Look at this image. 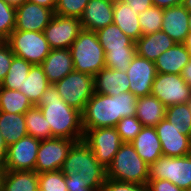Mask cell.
Segmentation results:
<instances>
[{
    "mask_svg": "<svg viewBox=\"0 0 191 191\" xmlns=\"http://www.w3.org/2000/svg\"><path fill=\"white\" fill-rule=\"evenodd\" d=\"M60 97L71 107L83 112L95 93L94 76L73 70L54 83Z\"/></svg>",
    "mask_w": 191,
    "mask_h": 191,
    "instance_id": "8992f818",
    "label": "cell"
},
{
    "mask_svg": "<svg viewBox=\"0 0 191 191\" xmlns=\"http://www.w3.org/2000/svg\"><path fill=\"white\" fill-rule=\"evenodd\" d=\"M14 53L6 41H0V85L11 66Z\"/></svg>",
    "mask_w": 191,
    "mask_h": 191,
    "instance_id": "60d3db41",
    "label": "cell"
},
{
    "mask_svg": "<svg viewBox=\"0 0 191 191\" xmlns=\"http://www.w3.org/2000/svg\"><path fill=\"white\" fill-rule=\"evenodd\" d=\"M123 143H131L140 133L143 125L136 116L122 118L115 126Z\"/></svg>",
    "mask_w": 191,
    "mask_h": 191,
    "instance_id": "8d00e7d4",
    "label": "cell"
},
{
    "mask_svg": "<svg viewBox=\"0 0 191 191\" xmlns=\"http://www.w3.org/2000/svg\"><path fill=\"white\" fill-rule=\"evenodd\" d=\"M135 44L138 56L155 62L162 53L173 47L176 42L165 32L159 30L152 34L142 35Z\"/></svg>",
    "mask_w": 191,
    "mask_h": 191,
    "instance_id": "44dd1931",
    "label": "cell"
},
{
    "mask_svg": "<svg viewBox=\"0 0 191 191\" xmlns=\"http://www.w3.org/2000/svg\"><path fill=\"white\" fill-rule=\"evenodd\" d=\"M16 8L0 0V41H5L15 29Z\"/></svg>",
    "mask_w": 191,
    "mask_h": 191,
    "instance_id": "74e56055",
    "label": "cell"
},
{
    "mask_svg": "<svg viewBox=\"0 0 191 191\" xmlns=\"http://www.w3.org/2000/svg\"><path fill=\"white\" fill-rule=\"evenodd\" d=\"M113 3H115V2H119V1H127V0H111Z\"/></svg>",
    "mask_w": 191,
    "mask_h": 191,
    "instance_id": "9f6ffc18",
    "label": "cell"
},
{
    "mask_svg": "<svg viewBox=\"0 0 191 191\" xmlns=\"http://www.w3.org/2000/svg\"><path fill=\"white\" fill-rule=\"evenodd\" d=\"M129 79V92L136 98L150 95L157 71L155 62L142 58L137 54L132 58L126 71Z\"/></svg>",
    "mask_w": 191,
    "mask_h": 191,
    "instance_id": "5bb4252c",
    "label": "cell"
},
{
    "mask_svg": "<svg viewBox=\"0 0 191 191\" xmlns=\"http://www.w3.org/2000/svg\"><path fill=\"white\" fill-rule=\"evenodd\" d=\"M65 182L68 191H93L88 187V182L85 181L80 174L65 175Z\"/></svg>",
    "mask_w": 191,
    "mask_h": 191,
    "instance_id": "b9f144b4",
    "label": "cell"
},
{
    "mask_svg": "<svg viewBox=\"0 0 191 191\" xmlns=\"http://www.w3.org/2000/svg\"><path fill=\"white\" fill-rule=\"evenodd\" d=\"M113 9L111 0H89L80 17L82 29L96 32L113 24Z\"/></svg>",
    "mask_w": 191,
    "mask_h": 191,
    "instance_id": "e0dca14e",
    "label": "cell"
},
{
    "mask_svg": "<svg viewBox=\"0 0 191 191\" xmlns=\"http://www.w3.org/2000/svg\"><path fill=\"white\" fill-rule=\"evenodd\" d=\"M137 154L148 165L154 163L162 154L161 142L159 141L155 127L143 126L140 133L131 142Z\"/></svg>",
    "mask_w": 191,
    "mask_h": 191,
    "instance_id": "7402d4cb",
    "label": "cell"
},
{
    "mask_svg": "<svg viewBox=\"0 0 191 191\" xmlns=\"http://www.w3.org/2000/svg\"><path fill=\"white\" fill-rule=\"evenodd\" d=\"M7 145L4 141L3 136L1 135L0 132V165H4L5 160H6V154H7Z\"/></svg>",
    "mask_w": 191,
    "mask_h": 191,
    "instance_id": "7dc6e473",
    "label": "cell"
},
{
    "mask_svg": "<svg viewBox=\"0 0 191 191\" xmlns=\"http://www.w3.org/2000/svg\"><path fill=\"white\" fill-rule=\"evenodd\" d=\"M187 104H188V106H189V108H190V110H191V98H190V100L187 102Z\"/></svg>",
    "mask_w": 191,
    "mask_h": 191,
    "instance_id": "11a10c76",
    "label": "cell"
},
{
    "mask_svg": "<svg viewBox=\"0 0 191 191\" xmlns=\"http://www.w3.org/2000/svg\"><path fill=\"white\" fill-rule=\"evenodd\" d=\"M74 70L95 76L105 68V52L97 33L82 29L70 46Z\"/></svg>",
    "mask_w": 191,
    "mask_h": 191,
    "instance_id": "277c9868",
    "label": "cell"
},
{
    "mask_svg": "<svg viewBox=\"0 0 191 191\" xmlns=\"http://www.w3.org/2000/svg\"><path fill=\"white\" fill-rule=\"evenodd\" d=\"M164 9L152 6L139 14L142 35L152 34L161 30Z\"/></svg>",
    "mask_w": 191,
    "mask_h": 191,
    "instance_id": "836d02e7",
    "label": "cell"
},
{
    "mask_svg": "<svg viewBox=\"0 0 191 191\" xmlns=\"http://www.w3.org/2000/svg\"><path fill=\"white\" fill-rule=\"evenodd\" d=\"M5 41L15 56L33 65H40L51 50L43 32L13 30Z\"/></svg>",
    "mask_w": 191,
    "mask_h": 191,
    "instance_id": "52a82bcc",
    "label": "cell"
},
{
    "mask_svg": "<svg viewBox=\"0 0 191 191\" xmlns=\"http://www.w3.org/2000/svg\"><path fill=\"white\" fill-rule=\"evenodd\" d=\"M126 2L131 6V9L138 11L139 14L153 6L152 0H127Z\"/></svg>",
    "mask_w": 191,
    "mask_h": 191,
    "instance_id": "ee69618b",
    "label": "cell"
},
{
    "mask_svg": "<svg viewBox=\"0 0 191 191\" xmlns=\"http://www.w3.org/2000/svg\"><path fill=\"white\" fill-rule=\"evenodd\" d=\"M183 44L189 50V52L191 53V32L187 35V37H186Z\"/></svg>",
    "mask_w": 191,
    "mask_h": 191,
    "instance_id": "816d5d0a",
    "label": "cell"
},
{
    "mask_svg": "<svg viewBox=\"0 0 191 191\" xmlns=\"http://www.w3.org/2000/svg\"><path fill=\"white\" fill-rule=\"evenodd\" d=\"M108 179L147 185L148 164L141 159L131 143H123L106 169Z\"/></svg>",
    "mask_w": 191,
    "mask_h": 191,
    "instance_id": "5b68a950",
    "label": "cell"
},
{
    "mask_svg": "<svg viewBox=\"0 0 191 191\" xmlns=\"http://www.w3.org/2000/svg\"><path fill=\"white\" fill-rule=\"evenodd\" d=\"M169 180L183 191L191 188V154L183 157L161 156L148 165V180Z\"/></svg>",
    "mask_w": 191,
    "mask_h": 191,
    "instance_id": "ba28073f",
    "label": "cell"
},
{
    "mask_svg": "<svg viewBox=\"0 0 191 191\" xmlns=\"http://www.w3.org/2000/svg\"><path fill=\"white\" fill-rule=\"evenodd\" d=\"M36 106L50 125L52 138L83 140L82 112L69 106L60 97L54 84L47 87Z\"/></svg>",
    "mask_w": 191,
    "mask_h": 191,
    "instance_id": "6da1fadb",
    "label": "cell"
},
{
    "mask_svg": "<svg viewBox=\"0 0 191 191\" xmlns=\"http://www.w3.org/2000/svg\"><path fill=\"white\" fill-rule=\"evenodd\" d=\"M89 0H56L55 14L80 19Z\"/></svg>",
    "mask_w": 191,
    "mask_h": 191,
    "instance_id": "f35d334b",
    "label": "cell"
},
{
    "mask_svg": "<svg viewBox=\"0 0 191 191\" xmlns=\"http://www.w3.org/2000/svg\"><path fill=\"white\" fill-rule=\"evenodd\" d=\"M104 51L125 50V47H136L135 41L125 35L115 24L108 25L96 31Z\"/></svg>",
    "mask_w": 191,
    "mask_h": 191,
    "instance_id": "83f0119b",
    "label": "cell"
},
{
    "mask_svg": "<svg viewBox=\"0 0 191 191\" xmlns=\"http://www.w3.org/2000/svg\"><path fill=\"white\" fill-rule=\"evenodd\" d=\"M33 106L30 99L19 90L0 86V112L24 114Z\"/></svg>",
    "mask_w": 191,
    "mask_h": 191,
    "instance_id": "f546056e",
    "label": "cell"
},
{
    "mask_svg": "<svg viewBox=\"0 0 191 191\" xmlns=\"http://www.w3.org/2000/svg\"><path fill=\"white\" fill-rule=\"evenodd\" d=\"M75 142L77 141L57 137L41 140L37 153L35 171L40 174L61 170L64 160Z\"/></svg>",
    "mask_w": 191,
    "mask_h": 191,
    "instance_id": "8fae6325",
    "label": "cell"
},
{
    "mask_svg": "<svg viewBox=\"0 0 191 191\" xmlns=\"http://www.w3.org/2000/svg\"><path fill=\"white\" fill-rule=\"evenodd\" d=\"M27 1L46 7L48 9H52V10H55V7H56V0H27Z\"/></svg>",
    "mask_w": 191,
    "mask_h": 191,
    "instance_id": "c3c4849f",
    "label": "cell"
},
{
    "mask_svg": "<svg viewBox=\"0 0 191 191\" xmlns=\"http://www.w3.org/2000/svg\"><path fill=\"white\" fill-rule=\"evenodd\" d=\"M146 186L147 191H183L169 180L151 179Z\"/></svg>",
    "mask_w": 191,
    "mask_h": 191,
    "instance_id": "7bdbcfd3",
    "label": "cell"
},
{
    "mask_svg": "<svg viewBox=\"0 0 191 191\" xmlns=\"http://www.w3.org/2000/svg\"><path fill=\"white\" fill-rule=\"evenodd\" d=\"M39 191H68L65 175L61 170L38 174Z\"/></svg>",
    "mask_w": 191,
    "mask_h": 191,
    "instance_id": "d590c367",
    "label": "cell"
},
{
    "mask_svg": "<svg viewBox=\"0 0 191 191\" xmlns=\"http://www.w3.org/2000/svg\"><path fill=\"white\" fill-rule=\"evenodd\" d=\"M24 117L28 135L39 140L52 138L50 125L47 124V120L39 107L29 108L24 113Z\"/></svg>",
    "mask_w": 191,
    "mask_h": 191,
    "instance_id": "4dcf8cb0",
    "label": "cell"
},
{
    "mask_svg": "<svg viewBox=\"0 0 191 191\" xmlns=\"http://www.w3.org/2000/svg\"><path fill=\"white\" fill-rule=\"evenodd\" d=\"M165 118L171 124H176L182 134L191 137V110L187 103L167 107Z\"/></svg>",
    "mask_w": 191,
    "mask_h": 191,
    "instance_id": "d6a6232c",
    "label": "cell"
},
{
    "mask_svg": "<svg viewBox=\"0 0 191 191\" xmlns=\"http://www.w3.org/2000/svg\"><path fill=\"white\" fill-rule=\"evenodd\" d=\"M54 15V10L26 1L16 8L14 30L43 32Z\"/></svg>",
    "mask_w": 191,
    "mask_h": 191,
    "instance_id": "2e32d148",
    "label": "cell"
},
{
    "mask_svg": "<svg viewBox=\"0 0 191 191\" xmlns=\"http://www.w3.org/2000/svg\"><path fill=\"white\" fill-rule=\"evenodd\" d=\"M83 130V141L93 151L95 158L107 169L123 144L116 128L102 127Z\"/></svg>",
    "mask_w": 191,
    "mask_h": 191,
    "instance_id": "9c48e42d",
    "label": "cell"
},
{
    "mask_svg": "<svg viewBox=\"0 0 191 191\" xmlns=\"http://www.w3.org/2000/svg\"><path fill=\"white\" fill-rule=\"evenodd\" d=\"M191 60V53L183 43H176L155 61L157 73L180 74Z\"/></svg>",
    "mask_w": 191,
    "mask_h": 191,
    "instance_id": "603a6c76",
    "label": "cell"
},
{
    "mask_svg": "<svg viewBox=\"0 0 191 191\" xmlns=\"http://www.w3.org/2000/svg\"><path fill=\"white\" fill-rule=\"evenodd\" d=\"M32 65L24 58L14 55L8 73L0 86L6 89L19 90L23 87V82L27 78Z\"/></svg>",
    "mask_w": 191,
    "mask_h": 191,
    "instance_id": "1f68e13d",
    "label": "cell"
},
{
    "mask_svg": "<svg viewBox=\"0 0 191 191\" xmlns=\"http://www.w3.org/2000/svg\"><path fill=\"white\" fill-rule=\"evenodd\" d=\"M6 174V169L4 165H0V191H2L3 188V181Z\"/></svg>",
    "mask_w": 191,
    "mask_h": 191,
    "instance_id": "f907efd6",
    "label": "cell"
},
{
    "mask_svg": "<svg viewBox=\"0 0 191 191\" xmlns=\"http://www.w3.org/2000/svg\"><path fill=\"white\" fill-rule=\"evenodd\" d=\"M153 6L160 8H170L172 6H178L183 4V0H152Z\"/></svg>",
    "mask_w": 191,
    "mask_h": 191,
    "instance_id": "f6af8a7d",
    "label": "cell"
},
{
    "mask_svg": "<svg viewBox=\"0 0 191 191\" xmlns=\"http://www.w3.org/2000/svg\"><path fill=\"white\" fill-rule=\"evenodd\" d=\"M162 154L166 157H183L191 154V137L184 135L176 124H171L164 118L155 126Z\"/></svg>",
    "mask_w": 191,
    "mask_h": 191,
    "instance_id": "9a60e30c",
    "label": "cell"
},
{
    "mask_svg": "<svg viewBox=\"0 0 191 191\" xmlns=\"http://www.w3.org/2000/svg\"><path fill=\"white\" fill-rule=\"evenodd\" d=\"M61 171L64 175L79 173L93 191H100L107 178L106 169L95 158L93 151L83 140L72 145Z\"/></svg>",
    "mask_w": 191,
    "mask_h": 191,
    "instance_id": "3957f363",
    "label": "cell"
},
{
    "mask_svg": "<svg viewBox=\"0 0 191 191\" xmlns=\"http://www.w3.org/2000/svg\"><path fill=\"white\" fill-rule=\"evenodd\" d=\"M136 117L143 126L155 127L165 118V105L152 94L136 100Z\"/></svg>",
    "mask_w": 191,
    "mask_h": 191,
    "instance_id": "d4e9b609",
    "label": "cell"
},
{
    "mask_svg": "<svg viewBox=\"0 0 191 191\" xmlns=\"http://www.w3.org/2000/svg\"><path fill=\"white\" fill-rule=\"evenodd\" d=\"M40 65L50 84L60 81L74 70L70 49H51Z\"/></svg>",
    "mask_w": 191,
    "mask_h": 191,
    "instance_id": "d6986e66",
    "label": "cell"
},
{
    "mask_svg": "<svg viewBox=\"0 0 191 191\" xmlns=\"http://www.w3.org/2000/svg\"><path fill=\"white\" fill-rule=\"evenodd\" d=\"M2 191H39L38 173L6 170Z\"/></svg>",
    "mask_w": 191,
    "mask_h": 191,
    "instance_id": "f1b7e54d",
    "label": "cell"
},
{
    "mask_svg": "<svg viewBox=\"0 0 191 191\" xmlns=\"http://www.w3.org/2000/svg\"><path fill=\"white\" fill-rule=\"evenodd\" d=\"M41 140L26 135L7 148L4 167L9 171H35Z\"/></svg>",
    "mask_w": 191,
    "mask_h": 191,
    "instance_id": "4fadbf2b",
    "label": "cell"
},
{
    "mask_svg": "<svg viewBox=\"0 0 191 191\" xmlns=\"http://www.w3.org/2000/svg\"><path fill=\"white\" fill-rule=\"evenodd\" d=\"M104 52L107 68L126 72L132 58L136 55V47H125V50Z\"/></svg>",
    "mask_w": 191,
    "mask_h": 191,
    "instance_id": "e575fe53",
    "label": "cell"
},
{
    "mask_svg": "<svg viewBox=\"0 0 191 191\" xmlns=\"http://www.w3.org/2000/svg\"><path fill=\"white\" fill-rule=\"evenodd\" d=\"M188 11H191V0H183L182 4Z\"/></svg>",
    "mask_w": 191,
    "mask_h": 191,
    "instance_id": "f5cc1de1",
    "label": "cell"
},
{
    "mask_svg": "<svg viewBox=\"0 0 191 191\" xmlns=\"http://www.w3.org/2000/svg\"><path fill=\"white\" fill-rule=\"evenodd\" d=\"M136 100L129 91L117 96L94 93L82 112L83 129L115 127L122 118L136 115Z\"/></svg>",
    "mask_w": 191,
    "mask_h": 191,
    "instance_id": "7a4b0ae2",
    "label": "cell"
},
{
    "mask_svg": "<svg viewBox=\"0 0 191 191\" xmlns=\"http://www.w3.org/2000/svg\"><path fill=\"white\" fill-rule=\"evenodd\" d=\"M139 13L131 9L125 1L114 3L113 24L117 25L122 32L135 42L142 36L139 24Z\"/></svg>",
    "mask_w": 191,
    "mask_h": 191,
    "instance_id": "cb8c5ba5",
    "label": "cell"
},
{
    "mask_svg": "<svg viewBox=\"0 0 191 191\" xmlns=\"http://www.w3.org/2000/svg\"><path fill=\"white\" fill-rule=\"evenodd\" d=\"M95 93L103 95H119L129 91V79L126 72L102 68L94 76Z\"/></svg>",
    "mask_w": 191,
    "mask_h": 191,
    "instance_id": "ffe728a7",
    "label": "cell"
},
{
    "mask_svg": "<svg viewBox=\"0 0 191 191\" xmlns=\"http://www.w3.org/2000/svg\"><path fill=\"white\" fill-rule=\"evenodd\" d=\"M50 83L42 69L41 65L34 64L23 82V87L19 91L27 96L32 104L36 106L41 99L42 94Z\"/></svg>",
    "mask_w": 191,
    "mask_h": 191,
    "instance_id": "4316f807",
    "label": "cell"
},
{
    "mask_svg": "<svg viewBox=\"0 0 191 191\" xmlns=\"http://www.w3.org/2000/svg\"><path fill=\"white\" fill-rule=\"evenodd\" d=\"M81 30L80 19L55 14L43 34L51 49H70Z\"/></svg>",
    "mask_w": 191,
    "mask_h": 191,
    "instance_id": "7c38bea8",
    "label": "cell"
},
{
    "mask_svg": "<svg viewBox=\"0 0 191 191\" xmlns=\"http://www.w3.org/2000/svg\"><path fill=\"white\" fill-rule=\"evenodd\" d=\"M8 5L17 8L24 4L27 0H4Z\"/></svg>",
    "mask_w": 191,
    "mask_h": 191,
    "instance_id": "681fc988",
    "label": "cell"
},
{
    "mask_svg": "<svg viewBox=\"0 0 191 191\" xmlns=\"http://www.w3.org/2000/svg\"><path fill=\"white\" fill-rule=\"evenodd\" d=\"M151 94L165 107L187 103L191 98V87L180 74L157 73Z\"/></svg>",
    "mask_w": 191,
    "mask_h": 191,
    "instance_id": "30bf717a",
    "label": "cell"
},
{
    "mask_svg": "<svg viewBox=\"0 0 191 191\" xmlns=\"http://www.w3.org/2000/svg\"><path fill=\"white\" fill-rule=\"evenodd\" d=\"M0 132L7 147L28 135L24 114L0 112Z\"/></svg>",
    "mask_w": 191,
    "mask_h": 191,
    "instance_id": "484cf974",
    "label": "cell"
},
{
    "mask_svg": "<svg viewBox=\"0 0 191 191\" xmlns=\"http://www.w3.org/2000/svg\"><path fill=\"white\" fill-rule=\"evenodd\" d=\"M188 23H189V31L191 32V11H189Z\"/></svg>",
    "mask_w": 191,
    "mask_h": 191,
    "instance_id": "db71d44e",
    "label": "cell"
},
{
    "mask_svg": "<svg viewBox=\"0 0 191 191\" xmlns=\"http://www.w3.org/2000/svg\"><path fill=\"white\" fill-rule=\"evenodd\" d=\"M100 191H147V186L106 178Z\"/></svg>",
    "mask_w": 191,
    "mask_h": 191,
    "instance_id": "ab89813d",
    "label": "cell"
},
{
    "mask_svg": "<svg viewBox=\"0 0 191 191\" xmlns=\"http://www.w3.org/2000/svg\"><path fill=\"white\" fill-rule=\"evenodd\" d=\"M189 11L183 6H172L164 9L161 30L176 43H184L189 31Z\"/></svg>",
    "mask_w": 191,
    "mask_h": 191,
    "instance_id": "ac0fdd59",
    "label": "cell"
},
{
    "mask_svg": "<svg viewBox=\"0 0 191 191\" xmlns=\"http://www.w3.org/2000/svg\"><path fill=\"white\" fill-rule=\"evenodd\" d=\"M181 76L186 84L191 87V60L183 68Z\"/></svg>",
    "mask_w": 191,
    "mask_h": 191,
    "instance_id": "bcb514c9",
    "label": "cell"
}]
</instances>
